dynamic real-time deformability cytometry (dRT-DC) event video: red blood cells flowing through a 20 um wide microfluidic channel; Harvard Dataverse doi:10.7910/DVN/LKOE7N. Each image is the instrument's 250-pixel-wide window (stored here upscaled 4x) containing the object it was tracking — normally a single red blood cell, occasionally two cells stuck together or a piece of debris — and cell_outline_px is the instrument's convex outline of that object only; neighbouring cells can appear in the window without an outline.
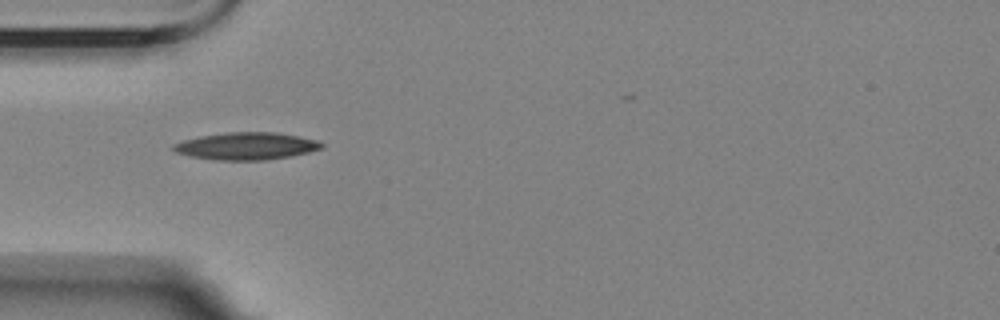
{"species": "Egyptian fruit bat (a non-hibernating species)", "species_latin": "Rousettus aegyptiacus", "temperature_condition": "room temperature", "stored_images_in_passage": 4, "camera_frame_rate_fps": 3000, "um_per_image_px": 0.085, "animal": {"sex": "female"}, "frame": {"image": 1, "passage_image": 3, "time_ms": 2.333, "image_size_px": [1000, 320], "cell_outline_px": [[324, 148], [308, 152], [288, 156], [264, 160], [216, 160], [192, 156], [176, 152], [172, 148], [172, 144], [184, 140], [200, 136], [228, 132], [276, 132], [316, 140], [324, 144]], "centroid_in_image_um": [20.93, 12.41], "position_along_channel_um": 64.1, "area_um2": 23.35}}
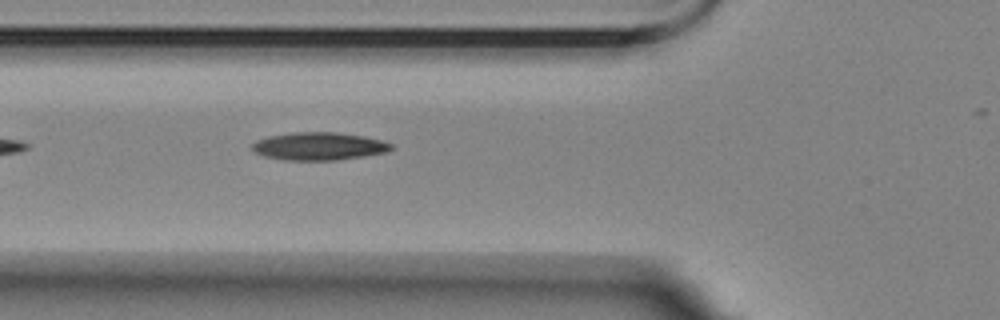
{"frame": {"image": 2, "passage_image": 4, "time_ms": 3.333, "image_size_px": [1000, 320], "cell_outline_px": [[392, 148], [388, 152], [364, 156], [336, 160], [284, 160], [264, 156], [256, 152], [252, 148], [252, 144], [256, 140], [268, 136], [292, 132], [336, 132], [364, 136], [380, 140], [392, 144]], "centroid_in_image_um": [27.1, 12.43], "position_along_channel_um": 98.7, "area_um2": 22.54}}